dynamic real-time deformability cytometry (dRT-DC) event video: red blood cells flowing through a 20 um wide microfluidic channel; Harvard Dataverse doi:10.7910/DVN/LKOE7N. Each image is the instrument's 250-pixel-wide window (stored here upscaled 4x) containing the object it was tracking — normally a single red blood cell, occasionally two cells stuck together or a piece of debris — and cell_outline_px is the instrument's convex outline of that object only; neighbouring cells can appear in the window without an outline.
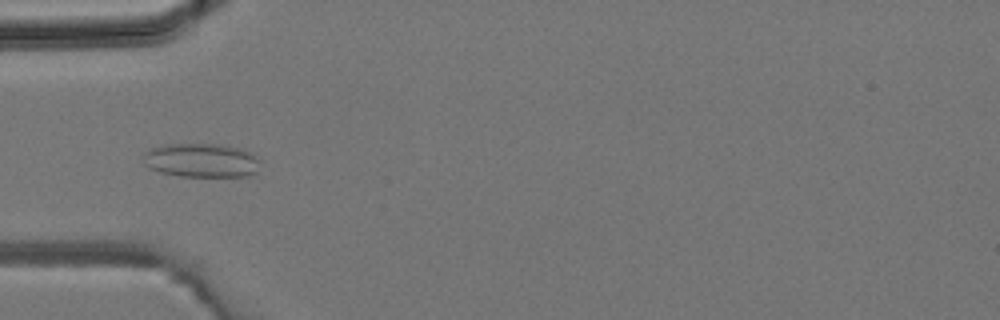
{"species": "common noctule bat (a hibernating species)", "species_latin": "Nyctalus noctula", "temperature_condition": "room temperature", "stored_images_in_passage": 40, "camera_frame_rate_fps": 3000, "um_per_image_px": 0.085, "animal": {"sex": "male", "body_mass_g": 19.2, "forearm_length_mm": 51.8}, "frame": {"image": 1, "passage_image": 12, "time_ms": 3.667, "image_size_px": [1000, 320], "cell_outline_px": [[260, 160], [256, 172], [248, 176], [180, 176], [160, 172], [148, 168], [144, 164], [144, 152], [152, 148], [164, 144], [220, 144], [240, 148], [256, 156]], "centroid_in_image_um": [17.1, 13.63], "position_along_channel_um": 67.9, "area_um2": 23.18}}
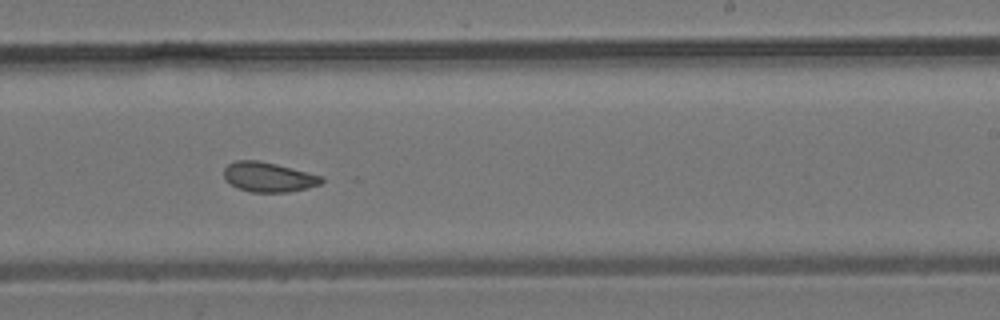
{"frame": {"image": 2, "passage_image": 24, "time_ms": 7.667, "image_size_px": [1000, 320], "cell_outline_px": [[324, 180], [320, 184], [308, 188], [288, 192], [252, 192], [236, 188], [224, 180], [224, 168], [228, 164], [236, 160], [256, 160], [276, 164], [324, 176]], "centroid_in_image_um": [22.81, 15.05], "position_along_channel_um": 266.2, "area_um2": 17.05}}
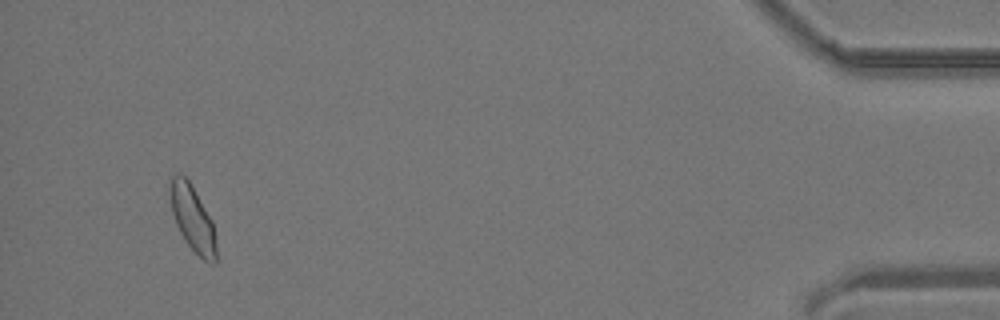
{"frame": {"image": 3, "passage_image": 38, "time_ms": 12.333, "image_size_px": [1000, 320], "cell_outline_px": [[216, 264], [212, 264], [204, 260], [188, 244], [180, 232], [176, 224], [172, 212], [168, 192], [168, 180], [172, 176], [180, 172], [188, 180], [212, 220], [216, 236]], "centroid_in_image_um": [16.34, 18.53], "position_along_channel_um": 418.9, "area_um2": 17.74}}